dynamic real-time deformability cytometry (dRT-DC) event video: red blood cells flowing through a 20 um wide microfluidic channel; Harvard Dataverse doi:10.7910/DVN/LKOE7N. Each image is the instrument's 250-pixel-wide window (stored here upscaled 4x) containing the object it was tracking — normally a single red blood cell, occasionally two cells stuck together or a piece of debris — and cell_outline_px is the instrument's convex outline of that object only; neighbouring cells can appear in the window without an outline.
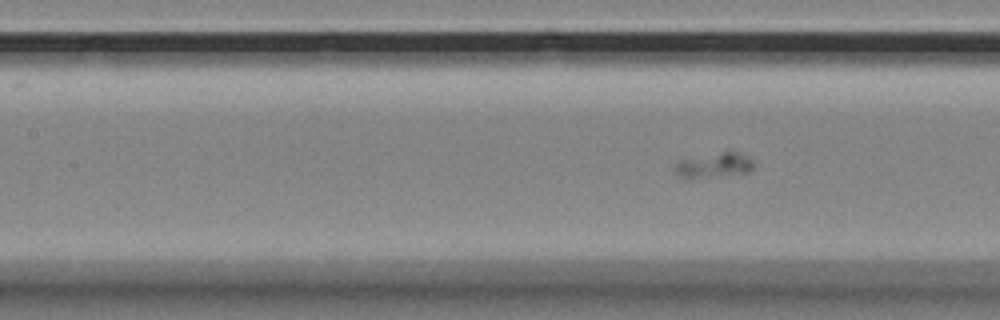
{"species": "Egyptian fruit bat (a non-hibernating species)", "species_latin": "Rousettus aegyptiacus", "temperature_condition": "room temperature", "stored_images_in_passage": 22, "segment_of_instrument_passage": [2, 2], "camera_frame_rate_fps": 3000, "um_per_image_px": 0.085, "animal": {"sex": "female"}, "frame": {"image": 1, "passage_image": 22, "time_ms": 7.0, "image_size_px": [1000, 320], "cell_outline_px": [[756, 164], [748, 172], [692, 176], [680, 176], [676, 172], [676, 164], [680, 160], [728, 148], [732, 148], [748, 156]], "centroid_in_image_um": [60.81, 13.91], "position_along_channel_um": 146.6, "area_um2": 11.21}}